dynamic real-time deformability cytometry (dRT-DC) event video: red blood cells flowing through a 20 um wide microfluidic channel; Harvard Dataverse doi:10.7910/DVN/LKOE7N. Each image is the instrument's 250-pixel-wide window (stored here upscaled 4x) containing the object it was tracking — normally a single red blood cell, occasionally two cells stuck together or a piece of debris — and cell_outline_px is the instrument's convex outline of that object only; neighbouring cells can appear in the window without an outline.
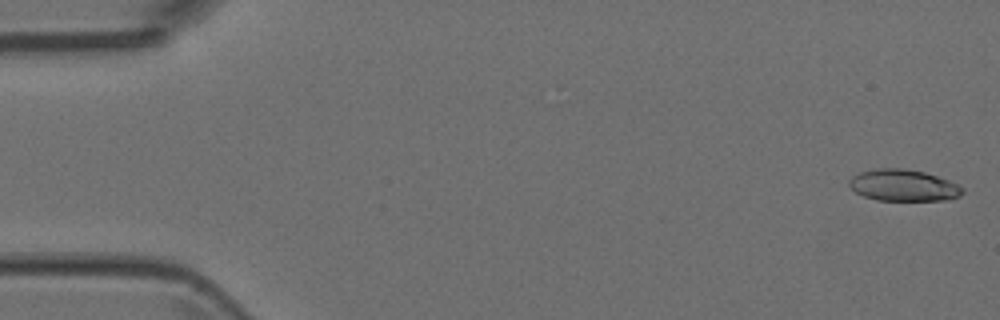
{"species": "Egyptian fruit bat (a non-hibernating species)", "species_latin": "Rousettus aegyptiacus", "temperature_condition": "room temperature", "stored_images_in_passage": 5, "camera_frame_rate_fps": 3000, "um_per_image_px": 0.085, "animal": {"sex": "female"}, "frame": {"image": 1, "passage_image": 1, "time_ms": 0.0, "image_size_px": [1000, 320], "cell_outline_px": [[964, 192], [960, 196], [944, 200], [876, 200], [864, 196], [856, 192], [848, 184], [848, 180], [852, 176], [860, 172], [876, 168], [904, 168], [924, 172], [948, 180], [964, 188]], "centroid_in_image_um": [76.77, 15.75], "position_along_channel_um": 8.2, "area_um2": 20.81}}
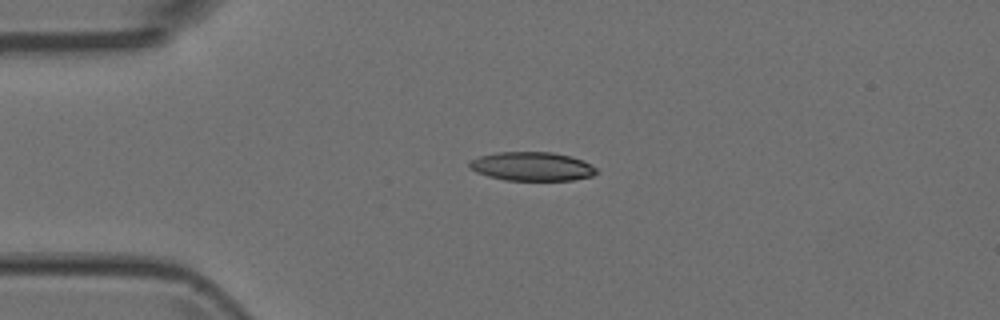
{"frame": {"image": 2, "passage_image": 4, "time_ms": 1.0, "image_size_px": [1000, 320], "cell_outline_px": [[596, 172], [592, 176], [572, 180], [504, 180], [488, 176], [476, 172], [468, 168], [468, 164], [472, 160], [480, 156], [496, 152], [552, 152], [572, 156], [584, 160], [596, 168]], "centroid_in_image_um": [45.21, 14.14], "position_along_channel_um": 39.8, "area_um2": 21.39}}